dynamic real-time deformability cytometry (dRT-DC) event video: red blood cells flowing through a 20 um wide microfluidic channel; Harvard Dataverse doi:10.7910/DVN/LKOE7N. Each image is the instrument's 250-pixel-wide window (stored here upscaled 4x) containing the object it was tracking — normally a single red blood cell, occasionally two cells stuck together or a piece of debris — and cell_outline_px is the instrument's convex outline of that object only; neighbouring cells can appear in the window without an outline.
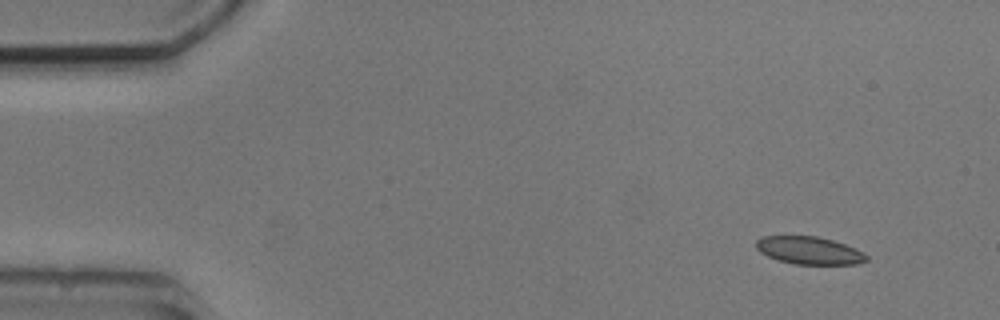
{"species": "common noctule bat (a hibernating species)", "species_latin": "Nyctalus noctula", "temperature_condition": "cold", "stored_images_in_passage": 4, "camera_frame_rate_fps": 3000, "um_per_image_px": 0.085, "animal": {"sex": "male", "body_mass_g": 20.5, "forearm_length_mm": 52.5}, "frame": {"image": 1, "passage_image": 1, "time_ms": 0.0, "image_size_px": [1000, 320], "cell_outline_px": [[868, 260], [856, 264], [796, 264], [780, 260], [768, 256], [760, 252], [756, 248], [756, 240], [760, 236], [816, 236], [832, 240], [856, 248], [864, 252], [868, 256]], "centroid_in_image_um": [68.79, 21.28], "position_along_channel_um": 16.2, "area_um2": 17.74}}
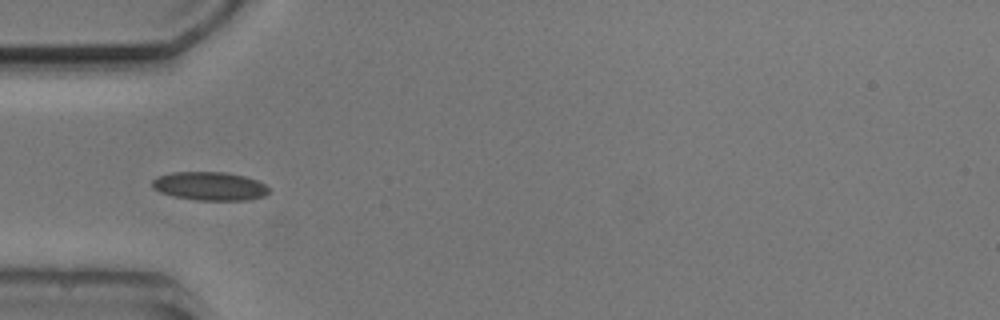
{"frame": {"image": 2, "passage_image": 4, "time_ms": 4.0, "image_size_px": [1000, 320], "cell_outline_px": [[268, 192], [264, 196], [248, 200], [196, 200], [172, 196], [160, 192], [152, 188], [152, 180], [156, 176], [172, 172], [224, 172], [244, 176], [256, 180], [264, 184], [268, 188]], "centroid_in_image_um": [17.78, 15.82], "position_along_channel_um": 67.2, "area_um2": 19.42}}